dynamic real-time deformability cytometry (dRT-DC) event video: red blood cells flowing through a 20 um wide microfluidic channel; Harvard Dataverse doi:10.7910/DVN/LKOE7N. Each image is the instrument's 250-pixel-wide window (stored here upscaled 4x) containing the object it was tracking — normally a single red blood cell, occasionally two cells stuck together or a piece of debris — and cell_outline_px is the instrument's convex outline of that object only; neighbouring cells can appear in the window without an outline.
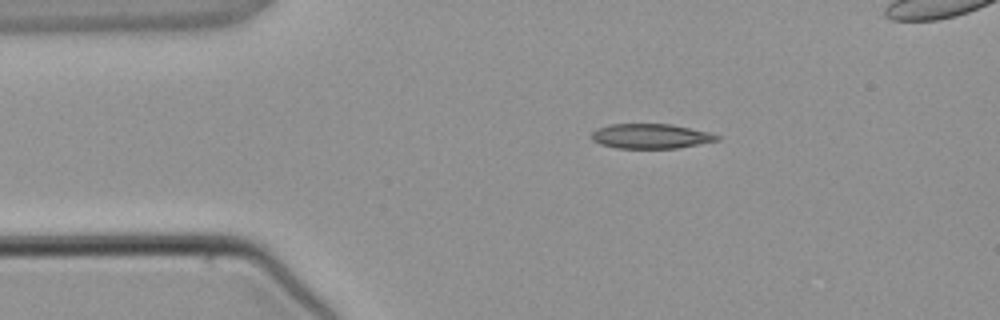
{"species": "common noctule bat (a hibernating species)", "species_latin": "Nyctalus noctula", "temperature_condition": "warm", "stored_images_in_passage": 4, "segment_of_instrument_passage": [1, 2], "camera_frame_rate_fps": 3000, "um_per_image_px": 0.085, "animal": {"sex": "male", "body_mass_g": 21.5, "forearm_length_mm": 52.0}, "frame": {"image": 1, "passage_image": 2, "time_ms": 1.333, "image_size_px": [1000, 320], "cell_outline_px": [[720, 140], [676, 148], [616, 148], [600, 144], [592, 140], [592, 132], [596, 128], [608, 124], [672, 124], [708, 132], [720, 136]], "centroid_in_image_um": [55.28, 11.57], "position_along_channel_um": 29.7, "area_um2": 18.09}}